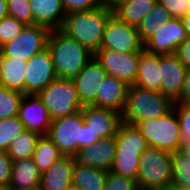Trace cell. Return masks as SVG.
I'll use <instances>...</instances> for the list:
<instances>
[{"instance_id": "1", "label": "cell", "mask_w": 190, "mask_h": 190, "mask_svg": "<svg viewBox=\"0 0 190 190\" xmlns=\"http://www.w3.org/2000/svg\"><path fill=\"white\" fill-rule=\"evenodd\" d=\"M47 49L51 54L57 78L72 80L94 57L87 47L68 37L60 29L51 30Z\"/></svg>"}, {"instance_id": "2", "label": "cell", "mask_w": 190, "mask_h": 190, "mask_svg": "<svg viewBox=\"0 0 190 190\" xmlns=\"http://www.w3.org/2000/svg\"><path fill=\"white\" fill-rule=\"evenodd\" d=\"M112 15V9L105 7L71 12L66 14L60 30L95 53L101 47L105 25Z\"/></svg>"}, {"instance_id": "3", "label": "cell", "mask_w": 190, "mask_h": 190, "mask_svg": "<svg viewBox=\"0 0 190 190\" xmlns=\"http://www.w3.org/2000/svg\"><path fill=\"white\" fill-rule=\"evenodd\" d=\"M173 106L174 102L160 92L131 85L128 87L121 119L124 123L134 125L138 121L160 118Z\"/></svg>"}, {"instance_id": "4", "label": "cell", "mask_w": 190, "mask_h": 190, "mask_svg": "<svg viewBox=\"0 0 190 190\" xmlns=\"http://www.w3.org/2000/svg\"><path fill=\"white\" fill-rule=\"evenodd\" d=\"M47 136L64 155L69 156H75L82 147L99 141L84 123L81 110L52 120Z\"/></svg>"}, {"instance_id": "5", "label": "cell", "mask_w": 190, "mask_h": 190, "mask_svg": "<svg viewBox=\"0 0 190 190\" xmlns=\"http://www.w3.org/2000/svg\"><path fill=\"white\" fill-rule=\"evenodd\" d=\"M116 154L110 172L136 181L140 154L149 147L141 132L121 122L116 133Z\"/></svg>"}, {"instance_id": "6", "label": "cell", "mask_w": 190, "mask_h": 190, "mask_svg": "<svg viewBox=\"0 0 190 190\" xmlns=\"http://www.w3.org/2000/svg\"><path fill=\"white\" fill-rule=\"evenodd\" d=\"M172 182L171 152L147 147L140 154L138 176L139 190H161Z\"/></svg>"}, {"instance_id": "7", "label": "cell", "mask_w": 190, "mask_h": 190, "mask_svg": "<svg viewBox=\"0 0 190 190\" xmlns=\"http://www.w3.org/2000/svg\"><path fill=\"white\" fill-rule=\"evenodd\" d=\"M134 126L141 132L148 146L171 153L181 150L180 123L174 108L160 118L138 121Z\"/></svg>"}, {"instance_id": "8", "label": "cell", "mask_w": 190, "mask_h": 190, "mask_svg": "<svg viewBox=\"0 0 190 190\" xmlns=\"http://www.w3.org/2000/svg\"><path fill=\"white\" fill-rule=\"evenodd\" d=\"M37 94L48 109L51 120L71 115L83 108L70 79L57 78Z\"/></svg>"}, {"instance_id": "9", "label": "cell", "mask_w": 190, "mask_h": 190, "mask_svg": "<svg viewBox=\"0 0 190 190\" xmlns=\"http://www.w3.org/2000/svg\"><path fill=\"white\" fill-rule=\"evenodd\" d=\"M50 31L42 25H26L17 37L0 47V54L28 61L33 55L47 48Z\"/></svg>"}, {"instance_id": "10", "label": "cell", "mask_w": 190, "mask_h": 190, "mask_svg": "<svg viewBox=\"0 0 190 190\" xmlns=\"http://www.w3.org/2000/svg\"><path fill=\"white\" fill-rule=\"evenodd\" d=\"M100 49H112L121 53L141 52L144 43L137 27L121 22L112 15L105 25Z\"/></svg>"}, {"instance_id": "11", "label": "cell", "mask_w": 190, "mask_h": 190, "mask_svg": "<svg viewBox=\"0 0 190 190\" xmlns=\"http://www.w3.org/2000/svg\"><path fill=\"white\" fill-rule=\"evenodd\" d=\"M94 57L106 71L127 85L134 84L137 75L140 52L121 53L112 49H99Z\"/></svg>"}, {"instance_id": "12", "label": "cell", "mask_w": 190, "mask_h": 190, "mask_svg": "<svg viewBox=\"0 0 190 190\" xmlns=\"http://www.w3.org/2000/svg\"><path fill=\"white\" fill-rule=\"evenodd\" d=\"M187 38L181 19L171 18L160 25L153 36L144 42V50L153 54H174L177 47Z\"/></svg>"}, {"instance_id": "13", "label": "cell", "mask_w": 190, "mask_h": 190, "mask_svg": "<svg viewBox=\"0 0 190 190\" xmlns=\"http://www.w3.org/2000/svg\"><path fill=\"white\" fill-rule=\"evenodd\" d=\"M56 79L51 54L47 48L26 62L25 94H37Z\"/></svg>"}, {"instance_id": "14", "label": "cell", "mask_w": 190, "mask_h": 190, "mask_svg": "<svg viewBox=\"0 0 190 190\" xmlns=\"http://www.w3.org/2000/svg\"><path fill=\"white\" fill-rule=\"evenodd\" d=\"M106 76V71L96 58L92 57L77 76L72 79L82 106L96 107L97 93Z\"/></svg>"}, {"instance_id": "15", "label": "cell", "mask_w": 190, "mask_h": 190, "mask_svg": "<svg viewBox=\"0 0 190 190\" xmlns=\"http://www.w3.org/2000/svg\"><path fill=\"white\" fill-rule=\"evenodd\" d=\"M18 118L25 130L36 132L40 136L47 135L52 121L38 94H24L20 101Z\"/></svg>"}, {"instance_id": "16", "label": "cell", "mask_w": 190, "mask_h": 190, "mask_svg": "<svg viewBox=\"0 0 190 190\" xmlns=\"http://www.w3.org/2000/svg\"><path fill=\"white\" fill-rule=\"evenodd\" d=\"M161 94L180 103V94L187 68L175 54L160 55Z\"/></svg>"}, {"instance_id": "17", "label": "cell", "mask_w": 190, "mask_h": 190, "mask_svg": "<svg viewBox=\"0 0 190 190\" xmlns=\"http://www.w3.org/2000/svg\"><path fill=\"white\" fill-rule=\"evenodd\" d=\"M82 116L84 123L99 140L116 136L122 122L121 114L108 108L83 106Z\"/></svg>"}, {"instance_id": "18", "label": "cell", "mask_w": 190, "mask_h": 190, "mask_svg": "<svg viewBox=\"0 0 190 190\" xmlns=\"http://www.w3.org/2000/svg\"><path fill=\"white\" fill-rule=\"evenodd\" d=\"M116 154L115 136L100 139L92 146L82 147L74 156L76 162L109 172Z\"/></svg>"}, {"instance_id": "19", "label": "cell", "mask_w": 190, "mask_h": 190, "mask_svg": "<svg viewBox=\"0 0 190 190\" xmlns=\"http://www.w3.org/2000/svg\"><path fill=\"white\" fill-rule=\"evenodd\" d=\"M74 156L64 155L48 170L41 173L40 186L42 190H66L72 185Z\"/></svg>"}, {"instance_id": "20", "label": "cell", "mask_w": 190, "mask_h": 190, "mask_svg": "<svg viewBox=\"0 0 190 190\" xmlns=\"http://www.w3.org/2000/svg\"><path fill=\"white\" fill-rule=\"evenodd\" d=\"M129 85L125 82L107 75L97 93L96 107L108 108L122 113Z\"/></svg>"}, {"instance_id": "21", "label": "cell", "mask_w": 190, "mask_h": 190, "mask_svg": "<svg viewBox=\"0 0 190 190\" xmlns=\"http://www.w3.org/2000/svg\"><path fill=\"white\" fill-rule=\"evenodd\" d=\"M34 24L61 29L66 16L61 0H29Z\"/></svg>"}, {"instance_id": "22", "label": "cell", "mask_w": 190, "mask_h": 190, "mask_svg": "<svg viewBox=\"0 0 190 190\" xmlns=\"http://www.w3.org/2000/svg\"><path fill=\"white\" fill-rule=\"evenodd\" d=\"M160 54L140 52L136 80L133 85L161 93Z\"/></svg>"}, {"instance_id": "23", "label": "cell", "mask_w": 190, "mask_h": 190, "mask_svg": "<svg viewBox=\"0 0 190 190\" xmlns=\"http://www.w3.org/2000/svg\"><path fill=\"white\" fill-rule=\"evenodd\" d=\"M41 172L32 157L13 161L11 180L7 190L30 189L40 185Z\"/></svg>"}, {"instance_id": "24", "label": "cell", "mask_w": 190, "mask_h": 190, "mask_svg": "<svg viewBox=\"0 0 190 190\" xmlns=\"http://www.w3.org/2000/svg\"><path fill=\"white\" fill-rule=\"evenodd\" d=\"M26 62L0 54V85L25 94Z\"/></svg>"}, {"instance_id": "25", "label": "cell", "mask_w": 190, "mask_h": 190, "mask_svg": "<svg viewBox=\"0 0 190 190\" xmlns=\"http://www.w3.org/2000/svg\"><path fill=\"white\" fill-rule=\"evenodd\" d=\"M156 4L157 0H121L112 12L119 21L137 27Z\"/></svg>"}, {"instance_id": "26", "label": "cell", "mask_w": 190, "mask_h": 190, "mask_svg": "<svg viewBox=\"0 0 190 190\" xmlns=\"http://www.w3.org/2000/svg\"><path fill=\"white\" fill-rule=\"evenodd\" d=\"M107 173V171L75 162L72 185L82 190H104Z\"/></svg>"}, {"instance_id": "27", "label": "cell", "mask_w": 190, "mask_h": 190, "mask_svg": "<svg viewBox=\"0 0 190 190\" xmlns=\"http://www.w3.org/2000/svg\"><path fill=\"white\" fill-rule=\"evenodd\" d=\"M63 156L64 154L47 135H41L37 140L32 159L42 173Z\"/></svg>"}, {"instance_id": "28", "label": "cell", "mask_w": 190, "mask_h": 190, "mask_svg": "<svg viewBox=\"0 0 190 190\" xmlns=\"http://www.w3.org/2000/svg\"><path fill=\"white\" fill-rule=\"evenodd\" d=\"M170 19V14L162 5L157 3L137 26L141 41L144 43L147 39L153 36L154 32L157 31L160 25L165 24Z\"/></svg>"}, {"instance_id": "29", "label": "cell", "mask_w": 190, "mask_h": 190, "mask_svg": "<svg viewBox=\"0 0 190 190\" xmlns=\"http://www.w3.org/2000/svg\"><path fill=\"white\" fill-rule=\"evenodd\" d=\"M39 137L38 133L25 130L10 144L7 149L8 156L12 161L31 158Z\"/></svg>"}, {"instance_id": "30", "label": "cell", "mask_w": 190, "mask_h": 190, "mask_svg": "<svg viewBox=\"0 0 190 190\" xmlns=\"http://www.w3.org/2000/svg\"><path fill=\"white\" fill-rule=\"evenodd\" d=\"M172 183L190 189V157L181 150L171 153Z\"/></svg>"}, {"instance_id": "31", "label": "cell", "mask_w": 190, "mask_h": 190, "mask_svg": "<svg viewBox=\"0 0 190 190\" xmlns=\"http://www.w3.org/2000/svg\"><path fill=\"white\" fill-rule=\"evenodd\" d=\"M25 131L18 116L0 120V151H7L12 141Z\"/></svg>"}, {"instance_id": "32", "label": "cell", "mask_w": 190, "mask_h": 190, "mask_svg": "<svg viewBox=\"0 0 190 190\" xmlns=\"http://www.w3.org/2000/svg\"><path fill=\"white\" fill-rule=\"evenodd\" d=\"M24 94L0 85V120L18 116L20 101Z\"/></svg>"}, {"instance_id": "33", "label": "cell", "mask_w": 190, "mask_h": 190, "mask_svg": "<svg viewBox=\"0 0 190 190\" xmlns=\"http://www.w3.org/2000/svg\"><path fill=\"white\" fill-rule=\"evenodd\" d=\"M8 16L16 18L25 25H34L29 0H6Z\"/></svg>"}, {"instance_id": "34", "label": "cell", "mask_w": 190, "mask_h": 190, "mask_svg": "<svg viewBox=\"0 0 190 190\" xmlns=\"http://www.w3.org/2000/svg\"><path fill=\"white\" fill-rule=\"evenodd\" d=\"M25 24L11 16L0 20V47L17 37L25 28Z\"/></svg>"}, {"instance_id": "35", "label": "cell", "mask_w": 190, "mask_h": 190, "mask_svg": "<svg viewBox=\"0 0 190 190\" xmlns=\"http://www.w3.org/2000/svg\"><path fill=\"white\" fill-rule=\"evenodd\" d=\"M181 129L182 143L190 140V102L174 103Z\"/></svg>"}, {"instance_id": "36", "label": "cell", "mask_w": 190, "mask_h": 190, "mask_svg": "<svg viewBox=\"0 0 190 190\" xmlns=\"http://www.w3.org/2000/svg\"><path fill=\"white\" fill-rule=\"evenodd\" d=\"M104 190H139L135 180L117 175L113 172L107 173Z\"/></svg>"}, {"instance_id": "37", "label": "cell", "mask_w": 190, "mask_h": 190, "mask_svg": "<svg viewBox=\"0 0 190 190\" xmlns=\"http://www.w3.org/2000/svg\"><path fill=\"white\" fill-rule=\"evenodd\" d=\"M170 14L171 18L181 19L190 13V0H157Z\"/></svg>"}, {"instance_id": "38", "label": "cell", "mask_w": 190, "mask_h": 190, "mask_svg": "<svg viewBox=\"0 0 190 190\" xmlns=\"http://www.w3.org/2000/svg\"><path fill=\"white\" fill-rule=\"evenodd\" d=\"M65 14L76 11L94 10L99 7L97 0H61Z\"/></svg>"}, {"instance_id": "39", "label": "cell", "mask_w": 190, "mask_h": 190, "mask_svg": "<svg viewBox=\"0 0 190 190\" xmlns=\"http://www.w3.org/2000/svg\"><path fill=\"white\" fill-rule=\"evenodd\" d=\"M13 161L8 156L7 151H0V187L7 190L12 174Z\"/></svg>"}, {"instance_id": "40", "label": "cell", "mask_w": 190, "mask_h": 190, "mask_svg": "<svg viewBox=\"0 0 190 190\" xmlns=\"http://www.w3.org/2000/svg\"><path fill=\"white\" fill-rule=\"evenodd\" d=\"M178 60L187 68L190 69V37H187L186 40L180 44L175 53Z\"/></svg>"}, {"instance_id": "41", "label": "cell", "mask_w": 190, "mask_h": 190, "mask_svg": "<svg viewBox=\"0 0 190 190\" xmlns=\"http://www.w3.org/2000/svg\"><path fill=\"white\" fill-rule=\"evenodd\" d=\"M190 102V69L187 70L180 94V103Z\"/></svg>"}, {"instance_id": "42", "label": "cell", "mask_w": 190, "mask_h": 190, "mask_svg": "<svg viewBox=\"0 0 190 190\" xmlns=\"http://www.w3.org/2000/svg\"><path fill=\"white\" fill-rule=\"evenodd\" d=\"M99 7H105L108 9H114L121 0H97Z\"/></svg>"}, {"instance_id": "43", "label": "cell", "mask_w": 190, "mask_h": 190, "mask_svg": "<svg viewBox=\"0 0 190 190\" xmlns=\"http://www.w3.org/2000/svg\"><path fill=\"white\" fill-rule=\"evenodd\" d=\"M187 37H190V13L181 18Z\"/></svg>"}, {"instance_id": "44", "label": "cell", "mask_w": 190, "mask_h": 190, "mask_svg": "<svg viewBox=\"0 0 190 190\" xmlns=\"http://www.w3.org/2000/svg\"><path fill=\"white\" fill-rule=\"evenodd\" d=\"M8 16L6 0H0V20Z\"/></svg>"}, {"instance_id": "45", "label": "cell", "mask_w": 190, "mask_h": 190, "mask_svg": "<svg viewBox=\"0 0 190 190\" xmlns=\"http://www.w3.org/2000/svg\"><path fill=\"white\" fill-rule=\"evenodd\" d=\"M161 190H190V189L186 187H181L171 182Z\"/></svg>"}, {"instance_id": "46", "label": "cell", "mask_w": 190, "mask_h": 190, "mask_svg": "<svg viewBox=\"0 0 190 190\" xmlns=\"http://www.w3.org/2000/svg\"><path fill=\"white\" fill-rule=\"evenodd\" d=\"M181 151L190 157V140L182 143Z\"/></svg>"}, {"instance_id": "47", "label": "cell", "mask_w": 190, "mask_h": 190, "mask_svg": "<svg viewBox=\"0 0 190 190\" xmlns=\"http://www.w3.org/2000/svg\"><path fill=\"white\" fill-rule=\"evenodd\" d=\"M66 190H82L80 187L70 185Z\"/></svg>"}, {"instance_id": "48", "label": "cell", "mask_w": 190, "mask_h": 190, "mask_svg": "<svg viewBox=\"0 0 190 190\" xmlns=\"http://www.w3.org/2000/svg\"><path fill=\"white\" fill-rule=\"evenodd\" d=\"M21 190H42V189H41V186L39 185L30 189H21Z\"/></svg>"}]
</instances>
